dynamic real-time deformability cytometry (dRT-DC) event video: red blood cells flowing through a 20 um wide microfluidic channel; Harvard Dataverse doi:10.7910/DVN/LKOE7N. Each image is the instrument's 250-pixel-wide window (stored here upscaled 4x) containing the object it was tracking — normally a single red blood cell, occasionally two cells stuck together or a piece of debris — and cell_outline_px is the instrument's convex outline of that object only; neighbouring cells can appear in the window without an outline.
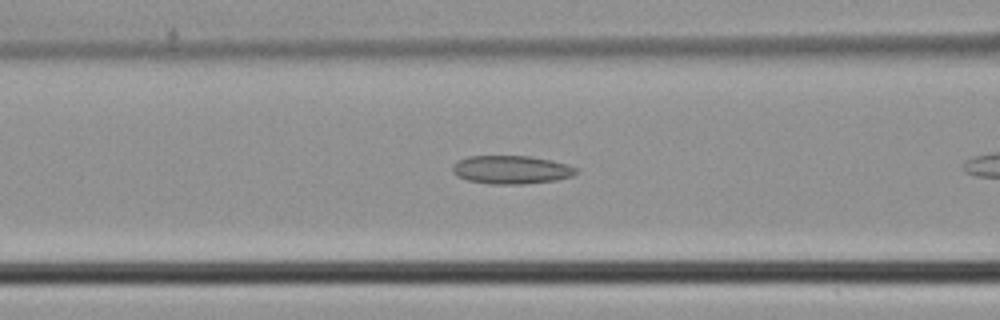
{"species": "common noctule bat (a hibernating species)", "species_latin": "Nyctalus noctula", "temperature_condition": "cold", "stored_images_in_passage": 12, "camera_frame_rate_fps": 3000, "um_per_image_px": 0.085, "animal": {"sex": "male", "body_mass_g": 21.5, "forearm_length_mm": 52.0}, "frame": {"image": 1, "passage_image": 10, "time_ms": 3.0, "image_size_px": [1000, 320], "cell_outline_px": [[580, 172], [572, 176], [556, 180], [524, 184], [492, 184], [468, 180], [456, 176], [452, 172], [452, 164], [456, 160], [468, 156], [532, 156], [552, 160], [568, 164], [576, 168]], "centroid_in_image_um": [43.45, 14.42], "position_along_channel_um": 123.1, "area_um2": 20.69}}